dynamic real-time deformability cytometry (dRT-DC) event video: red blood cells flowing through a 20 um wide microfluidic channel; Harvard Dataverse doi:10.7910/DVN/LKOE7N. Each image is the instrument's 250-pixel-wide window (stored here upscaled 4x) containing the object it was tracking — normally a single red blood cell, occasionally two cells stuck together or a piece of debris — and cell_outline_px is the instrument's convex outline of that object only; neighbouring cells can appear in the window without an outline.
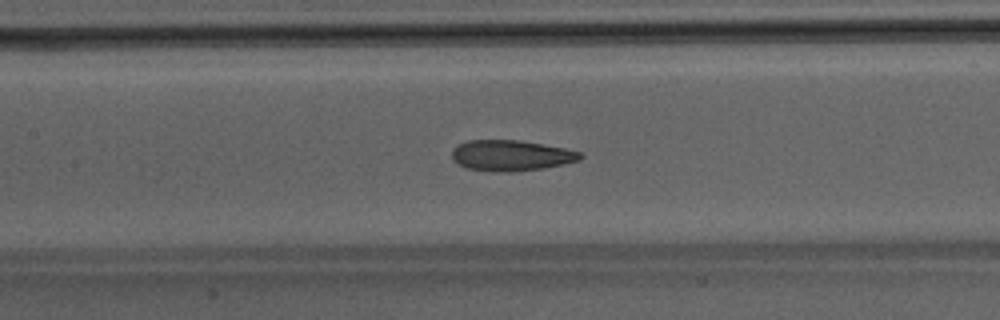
{"species": "Egyptian fruit bat (a non-hibernating species)", "species_latin": "Rousettus aegyptiacus", "temperature_condition": "room temperature", "stored_images_in_passage": 46, "camera_frame_rate_fps": 3000, "um_per_image_px": 0.085, "animal": {"sex": "male"}, "frame": {"image": 1, "passage_image": 19, "time_ms": 6.0, "image_size_px": [1000, 320], "cell_outline_px": [[584, 156], [580, 160], [564, 164], [544, 168], [512, 172], [504, 172], [468, 168], [452, 160], [452, 148], [468, 140], [520, 140], [564, 148], [580, 152]], "centroid_in_image_um": [43.46, 13.21], "position_along_channel_um": 163.9, "area_um2": 22.89}}
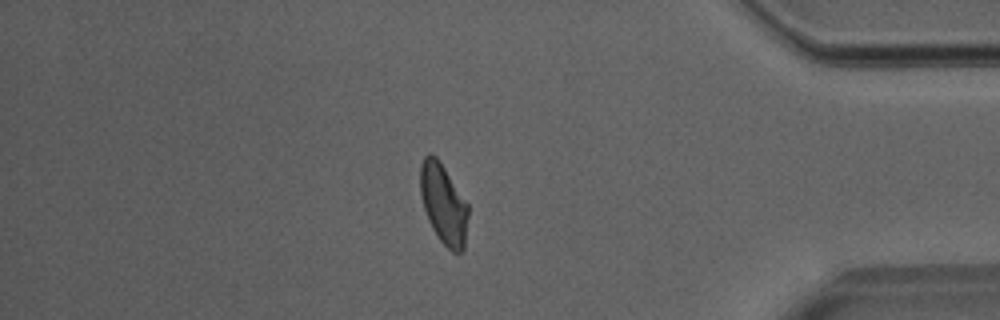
{"frame": {"image": 2, "passage_image": 38, "time_ms": 12.333, "image_size_px": [1000, 320], "cell_outline_px": [[468, 216], [464, 252], [452, 252], [436, 236], [428, 220], [420, 196], [420, 164], [424, 156], [428, 152], [436, 156], [440, 160], [468, 204]], "centroid_in_image_um": [37.69, 17.32], "position_along_channel_um": 397.5, "area_um2": 22.66}}
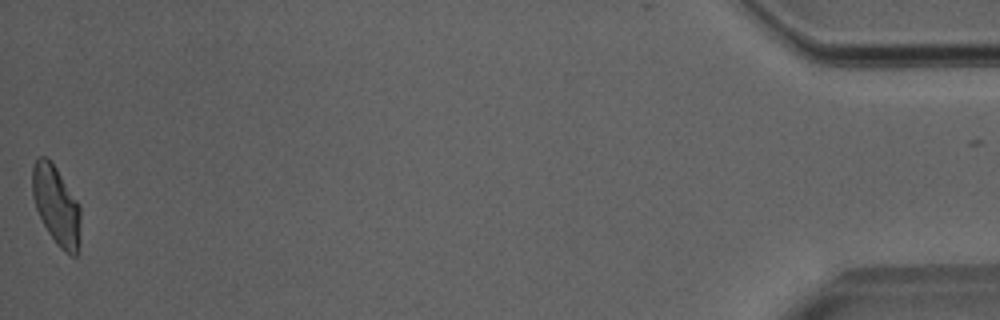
{"frame": {"image": 3, "passage_image": 45, "time_ms": 14.667, "image_size_px": [1000, 320], "cell_outline_px": [[80, 240], [76, 256], [72, 256], [64, 252], [56, 244], [48, 232], [36, 208], [32, 196], [32, 168], [36, 160], [40, 156], [44, 156], [56, 168], [80, 204]], "centroid_in_image_um": [4.8, 17.5], "position_along_channel_um": 430.4, "area_um2": 22.14}}